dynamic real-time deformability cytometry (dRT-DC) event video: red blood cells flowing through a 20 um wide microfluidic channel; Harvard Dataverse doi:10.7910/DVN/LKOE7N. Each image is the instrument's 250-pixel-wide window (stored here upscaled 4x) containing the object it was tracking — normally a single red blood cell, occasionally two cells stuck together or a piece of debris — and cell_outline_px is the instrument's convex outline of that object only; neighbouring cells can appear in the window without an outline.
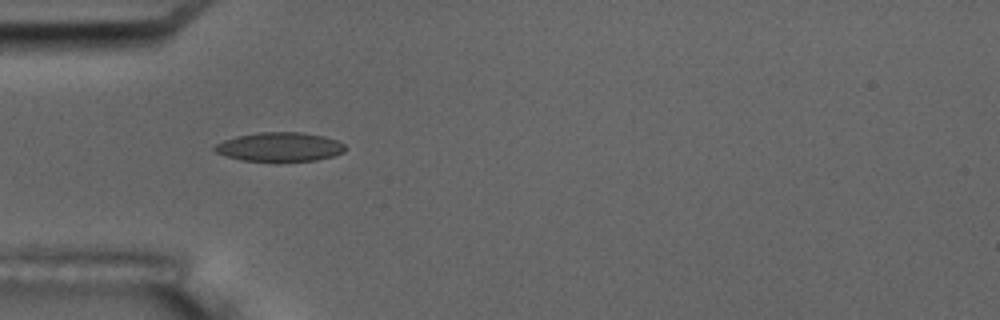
{"species": "common noctule bat (a hibernating species)", "species_latin": "Nyctalus noctula", "temperature_condition": "room temperature", "stored_images_in_passage": 2, "camera_frame_rate_fps": 3000, "um_per_image_px": 0.085, "animal": {"sex": "male", "body_mass_g": 17.5, "forearm_length_mm": 52.3}, "frame": {"image": 1, "passage_image": 1, "time_ms": 0.0, "image_size_px": [1000, 320], "cell_outline_px": [[344, 152], [332, 156], [316, 160], [240, 160], [224, 156], [216, 152], [212, 148], [216, 144], [224, 140], [236, 136], [260, 132], [300, 132], [324, 136], [336, 140], [344, 144]], "centroid_in_image_um": [23.74, 12.47], "position_along_channel_um": 61.3, "area_um2": 21.79}}